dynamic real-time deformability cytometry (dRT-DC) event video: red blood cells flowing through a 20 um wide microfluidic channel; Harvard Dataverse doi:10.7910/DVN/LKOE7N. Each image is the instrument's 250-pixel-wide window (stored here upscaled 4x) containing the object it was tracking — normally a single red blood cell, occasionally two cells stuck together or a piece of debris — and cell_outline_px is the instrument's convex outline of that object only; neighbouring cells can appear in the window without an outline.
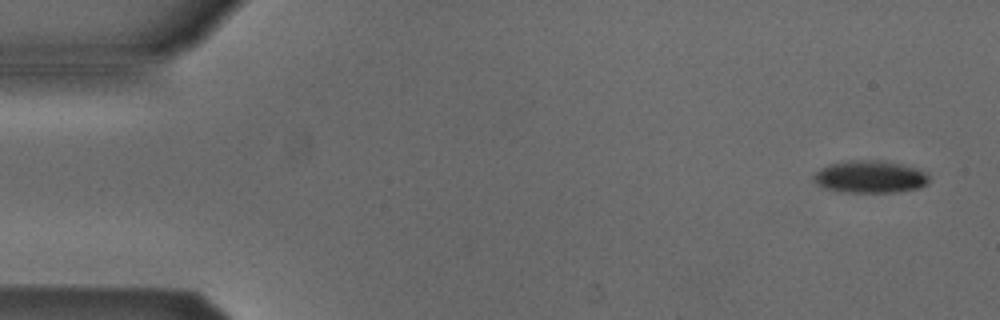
{"species": "Egyptian fruit bat (a non-hibernating species)", "species_latin": "Rousettus aegyptiacus", "temperature_condition": "cold", "stored_images_in_passage": 4, "camera_frame_rate_fps": 3000, "um_per_image_px": 0.085, "animal": {"sex": "male"}, "frame": {"image": 1, "passage_image": 1, "time_ms": 0.0, "image_size_px": [1000, 320], "cell_outline_px": [[928, 184], [920, 188], [896, 192], [836, 192], [824, 188], [816, 184], [812, 180], [812, 176], [820, 168], [828, 164], [852, 160], [876, 160], [900, 164], [920, 168], [928, 172]], "centroid_in_image_um": [73.94, 15.03], "position_along_channel_um": 11.1, "area_um2": 22.14}}